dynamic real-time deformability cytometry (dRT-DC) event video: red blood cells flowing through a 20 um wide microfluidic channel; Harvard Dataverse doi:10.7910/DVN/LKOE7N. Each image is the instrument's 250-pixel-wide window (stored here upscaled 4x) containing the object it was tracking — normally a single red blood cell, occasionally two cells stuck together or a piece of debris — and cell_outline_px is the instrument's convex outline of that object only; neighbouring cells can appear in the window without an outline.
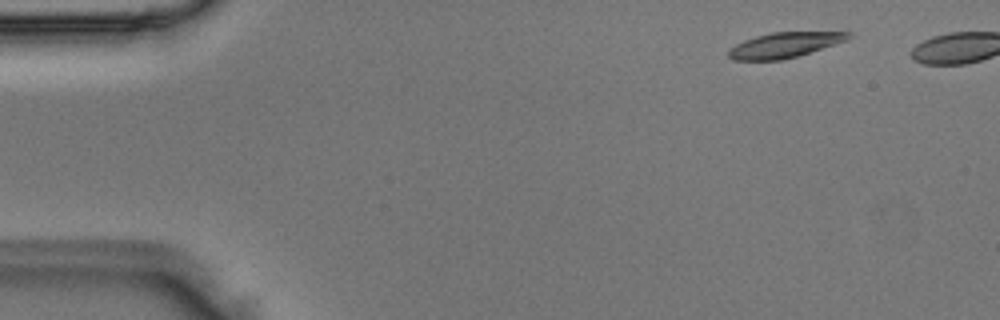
{"species": "Egyptian fruit bat (a non-hibernating species)", "species_latin": "Rousettus aegyptiacus", "temperature_condition": "room temperature", "stored_images_in_passage": 6, "camera_frame_rate_fps": 3000, "um_per_image_px": 0.085, "animal": {"sex": "male"}, "frame": {"image": 1, "passage_image": 1, "time_ms": 0.0, "image_size_px": [1000, 320], "cell_outline_px": [[852, 36], [848, 40], [796, 56], [780, 60], [732, 60], [728, 56], [728, 52], [736, 44], [744, 40], [756, 36], [772, 32], [852, 32]], "centroid_in_image_um": [66.69, 3.82], "position_along_channel_um": 18.3, "area_um2": 17.4}}
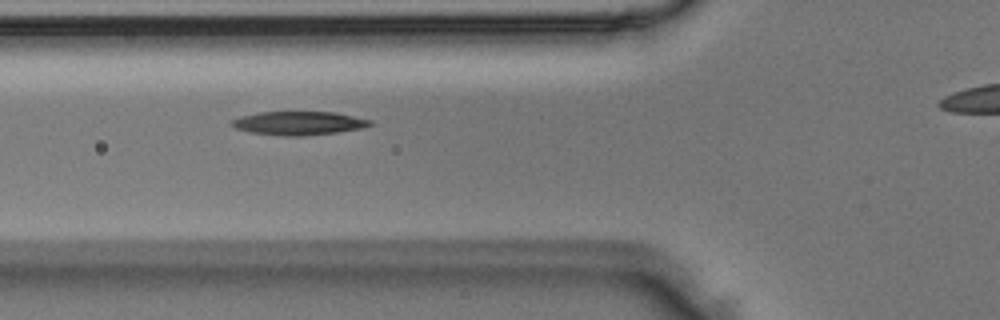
{"frame": {"image": 2, "passage_image": 4, "time_ms": 1.0, "image_size_px": [1000, 320], "cell_outline_px": [[372, 124], [364, 128], [336, 132], [300, 136], [284, 136], [248, 132], [236, 128], [228, 120], [240, 116], [260, 112], [336, 112], [372, 120]], "centroid_in_image_um": [25.37, 10.46], "position_along_channel_um": 100.4, "area_um2": 19.07}}
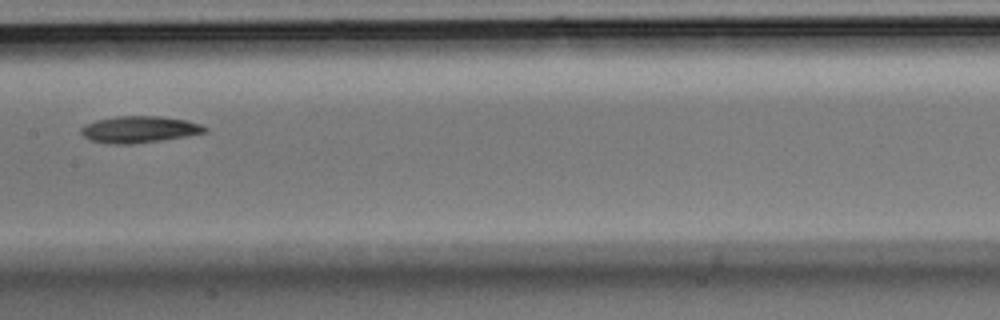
{"frame": {"image": 3, "passage_image": 6, "time_ms": 1.667, "image_size_px": [1000, 320], "cell_outline_px": [[208, 128], [204, 132], [184, 136], [160, 140], [132, 144], [116, 144], [92, 140], [84, 136], [80, 132], [80, 128], [96, 120], [116, 116], [160, 116], [188, 120], [200, 124]], "centroid_in_image_um": [11.84, 10.99], "position_along_channel_um": 195.6, "area_um2": 18.9}}